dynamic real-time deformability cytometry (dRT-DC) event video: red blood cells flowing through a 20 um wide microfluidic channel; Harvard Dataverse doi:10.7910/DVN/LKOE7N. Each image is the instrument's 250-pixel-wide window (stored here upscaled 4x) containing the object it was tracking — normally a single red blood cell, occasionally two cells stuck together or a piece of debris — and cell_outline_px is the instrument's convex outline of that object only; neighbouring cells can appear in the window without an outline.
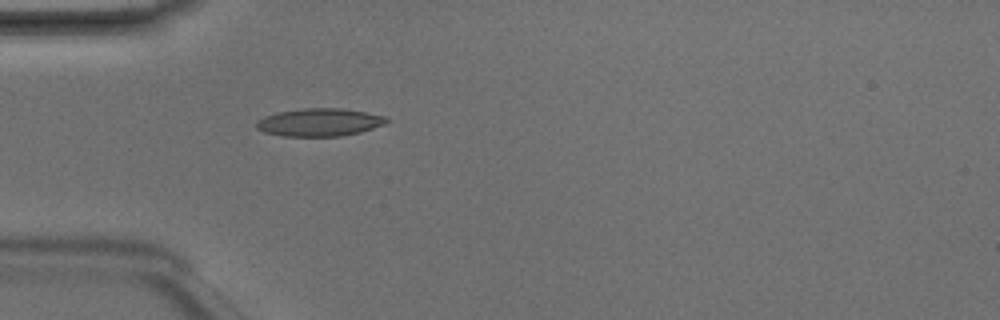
{"species": "Egyptian fruit bat (a non-hibernating species)", "species_latin": "Rousettus aegyptiacus", "temperature_condition": "room temperature", "stored_images_in_passage": 3, "camera_frame_rate_fps": 3000, "um_per_image_px": 0.085, "animal": {"sex": "male"}, "frame": {"image": 1, "passage_image": 3, "time_ms": 0.667, "image_size_px": [1000, 320], "cell_outline_px": [[388, 120], [384, 124], [360, 132], [340, 136], [284, 136], [264, 132], [256, 128], [256, 120], [264, 116], [276, 112], [304, 108], [340, 108], [364, 112], [384, 116]], "centroid_in_image_um": [27.09, 10.39], "position_along_channel_um": 57.9, "area_um2": 20.98}}